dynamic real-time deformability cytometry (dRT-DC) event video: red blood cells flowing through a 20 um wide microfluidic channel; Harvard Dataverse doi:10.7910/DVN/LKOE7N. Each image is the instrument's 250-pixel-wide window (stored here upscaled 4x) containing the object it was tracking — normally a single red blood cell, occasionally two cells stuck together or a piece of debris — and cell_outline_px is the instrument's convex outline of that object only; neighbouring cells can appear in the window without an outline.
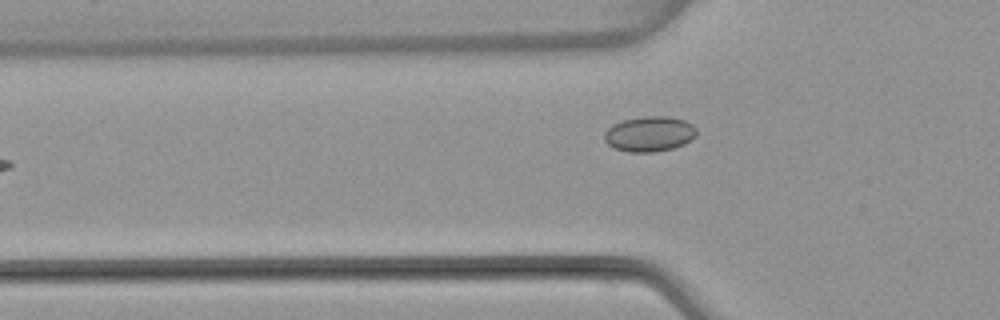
{"species": "common noctule bat (a hibernating species)", "species_latin": "Nyctalus noctula", "temperature_condition": "warm", "stored_images_in_passage": 5, "camera_frame_rate_fps": 3000, "um_per_image_px": 0.085, "animal": {"sex": "female", "body_mass_g": 22.7, "forearm_length_mm": 54.2}, "frame": {"image": 1, "passage_image": 5, "time_ms": 5.667, "image_size_px": [1000, 320], "cell_outline_px": [[696, 136], [684, 144], [672, 148], [656, 152], [628, 152], [616, 148], [608, 144], [604, 140], [604, 132], [612, 124], [624, 120], [644, 116], [668, 116], [684, 120], [692, 124], [696, 128]], "centroid_in_image_um": [55.2, 11.38], "position_along_channel_um": 70.6, "area_um2": 18.96}}